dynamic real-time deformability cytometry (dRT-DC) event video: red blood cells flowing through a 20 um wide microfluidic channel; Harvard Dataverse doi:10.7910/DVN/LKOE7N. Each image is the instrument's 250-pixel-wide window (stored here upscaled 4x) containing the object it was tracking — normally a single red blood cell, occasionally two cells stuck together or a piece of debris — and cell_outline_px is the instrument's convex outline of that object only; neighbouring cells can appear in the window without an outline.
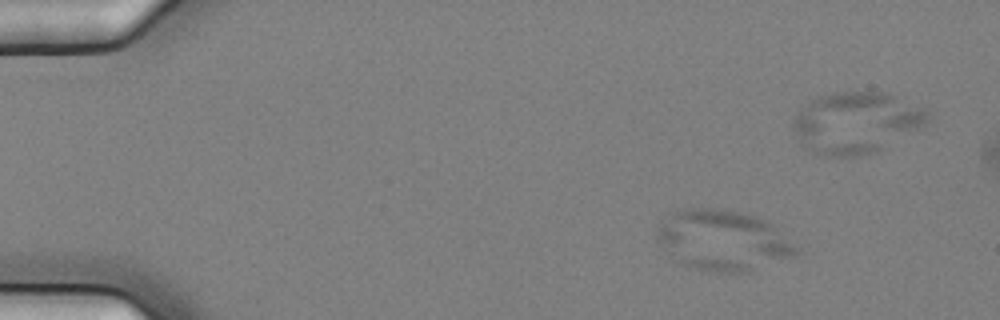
{"species": "common noctule bat (a hibernating species)", "species_latin": "Nyctalus noctula", "temperature_condition": "cold", "stored_images_in_passage": 6, "camera_frame_rate_fps": 3000, "um_per_image_px": 0.085, "animal": {"sex": "female", "body_mass_g": 25.1}, "frame": {"image": 1, "passage_image": 3, "time_ms": 0.667, "image_size_px": [1000, 320], "cell_outline_px": [[800, 252], [792, 256], [748, 272], [716, 272], [696, 268], [680, 264], [676, 260], [656, 236], [656, 232], [668, 212], [692, 208], [720, 208], [740, 212], [756, 216], [768, 220], [800, 248]], "centroid_in_image_um": [61.49, 20.41], "position_along_channel_um": 23.5, "area_um2": 48.84}}